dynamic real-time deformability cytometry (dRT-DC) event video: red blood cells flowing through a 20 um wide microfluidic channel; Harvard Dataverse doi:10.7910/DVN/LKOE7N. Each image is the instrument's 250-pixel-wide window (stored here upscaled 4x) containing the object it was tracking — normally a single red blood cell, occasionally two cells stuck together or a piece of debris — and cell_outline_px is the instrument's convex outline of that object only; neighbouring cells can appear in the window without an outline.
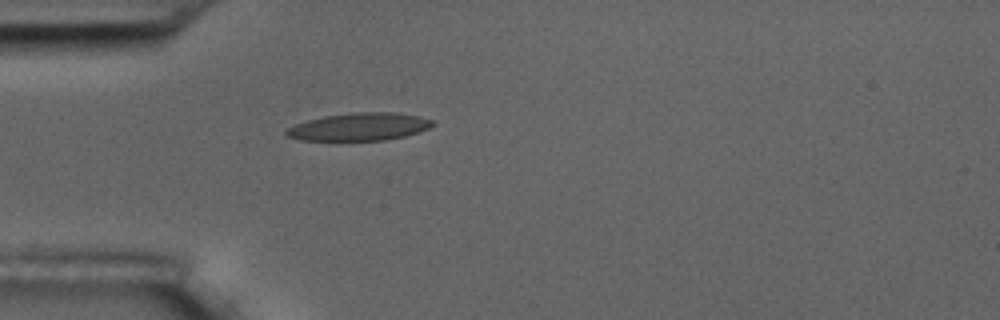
{"species": "common noctule bat (a hibernating species)", "species_latin": "Nyctalus noctula", "temperature_condition": "room temperature", "stored_images_in_passage": 1, "camera_frame_rate_fps": 3000, "um_per_image_px": 0.085, "animal": {"sex": "male", "body_mass_g": 17.5, "forearm_length_mm": 52.3}, "frame": {"image": 1, "passage_image": 1, "time_ms": 0.0, "image_size_px": [1000, 320], "cell_outline_px": [[436, 124], [428, 128], [404, 136], [384, 140], [300, 140], [288, 136], [284, 132], [288, 128], [296, 124], [308, 120], [324, 116], [356, 112], [396, 112], [420, 116], [432, 120]], "centroid_in_image_um": [30.56, 10.77], "position_along_channel_um": 54.4, "area_um2": 23.41}}